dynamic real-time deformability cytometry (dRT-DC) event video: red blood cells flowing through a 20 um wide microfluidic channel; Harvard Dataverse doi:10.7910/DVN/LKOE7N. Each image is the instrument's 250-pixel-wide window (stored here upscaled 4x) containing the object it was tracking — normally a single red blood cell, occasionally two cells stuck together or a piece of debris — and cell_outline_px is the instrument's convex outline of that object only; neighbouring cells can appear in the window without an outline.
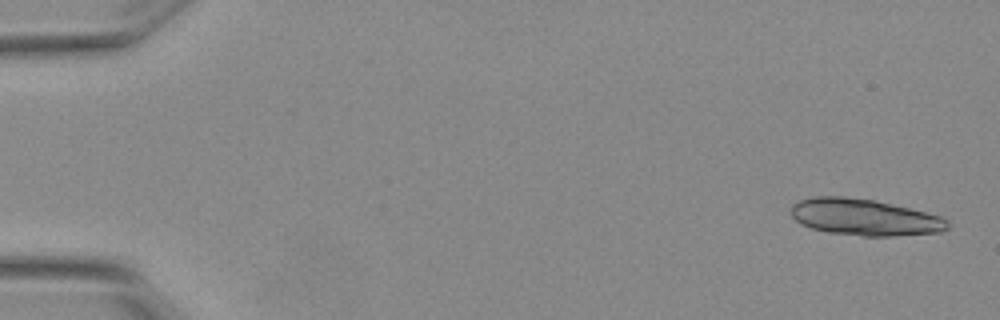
{"species": "Egyptian fruit bat (a non-hibernating species)", "species_latin": "Rousettus aegyptiacus", "temperature_condition": "warm", "stored_images_in_passage": 6, "camera_frame_rate_fps": 3000, "um_per_image_px": 0.085, "animal": {"sex": "female"}, "frame": {"image": 1, "passage_image": 1, "time_ms": 0.0, "image_size_px": [1000, 320], "cell_outline_px": [[948, 228], [940, 232], [896, 236], [864, 236], [828, 232], [812, 228], [800, 224], [792, 216], [792, 204], [796, 200], [816, 196], [844, 196], [872, 200], [944, 216], [948, 220]], "centroid_in_image_um": [73.48, 18.46], "position_along_channel_um": 11.5, "area_um2": 33.35}}